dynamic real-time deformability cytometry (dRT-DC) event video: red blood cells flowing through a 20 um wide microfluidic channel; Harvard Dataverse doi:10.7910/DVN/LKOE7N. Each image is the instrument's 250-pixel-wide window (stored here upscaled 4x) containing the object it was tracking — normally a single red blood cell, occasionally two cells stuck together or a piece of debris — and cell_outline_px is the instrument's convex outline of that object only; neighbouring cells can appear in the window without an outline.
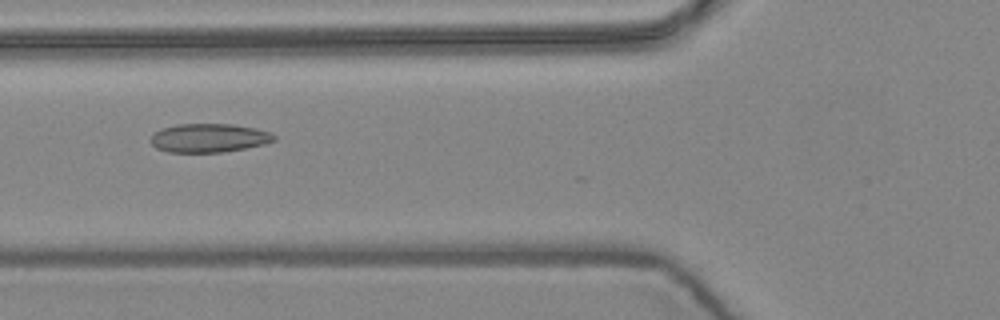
{"species": "common noctule bat (a hibernating species)", "species_latin": "Nyctalus noctula", "temperature_condition": "warm", "stored_images_in_passage": 6, "camera_frame_rate_fps": 3000, "um_per_image_px": 0.085, "animal": {"sex": "female", "body_mass_g": 24.6, "forearm_length_mm": 56.2}, "frame": {"image": 1, "passage_image": 6, "time_ms": 1.667, "image_size_px": [1000, 320], "cell_outline_px": [[276, 140], [264, 144], [224, 152], [168, 152], [156, 148], [148, 140], [156, 132], [164, 128], [176, 124], [232, 124], [256, 128], [268, 132], [276, 136]], "centroid_in_image_um": [17.75, 11.73], "position_along_channel_um": 108.0, "area_um2": 20.58}}